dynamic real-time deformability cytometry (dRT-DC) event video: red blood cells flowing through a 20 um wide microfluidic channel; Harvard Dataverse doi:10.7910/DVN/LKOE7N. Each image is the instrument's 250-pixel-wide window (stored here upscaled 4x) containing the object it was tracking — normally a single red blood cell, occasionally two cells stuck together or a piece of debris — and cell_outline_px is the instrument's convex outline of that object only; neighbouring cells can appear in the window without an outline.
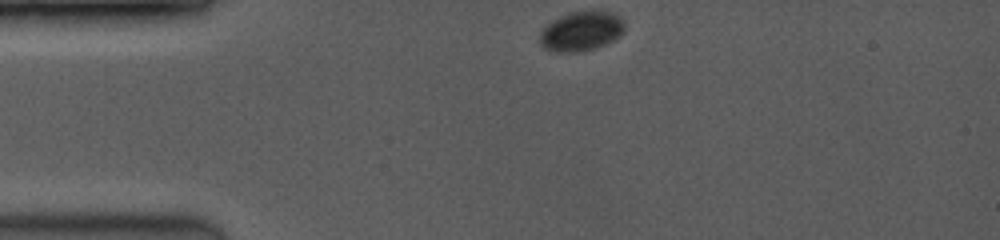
{"species": "common noctule bat (a hibernating species)", "species_latin": "Nyctalus noctula", "temperature_condition": "room temperature", "stored_images_in_passage": 46, "camera_frame_rate_fps": 3500, "um_per_image_px": 0.085, "animal": {"sex": "female", "body_mass_g": 19.0, "forearm_length_mm": 53.3}, "frame": {"image": 1, "passage_image": 1, "time_ms": 0.0, "image_size_px": [1000, 240], "cell_outline_px": [[624, 28], [620, 36], [604, 44], [592, 48], [576, 52], [556, 52], [544, 48], [540, 44], [540, 32], [552, 20], [560, 16], [572, 12], [612, 12], [624, 24]], "centroid_in_image_um": [49.35, 2.67], "position_along_channel_um": 35.6, "area_um2": 18.96}}
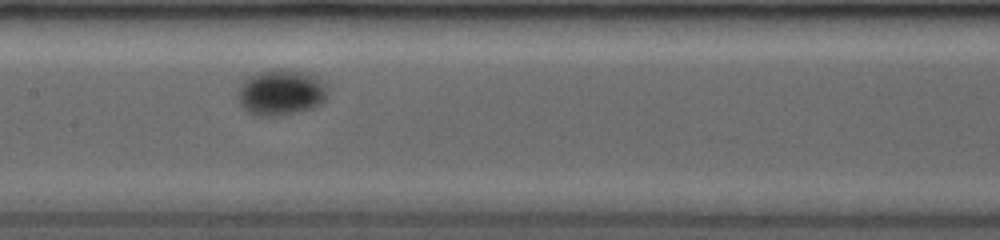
{"frame": {"image": 2, "passage_image": 19, "time_ms": 5.143, "image_size_px": [1000, 240], "cell_outline_px": [[328, 96], [324, 104], [312, 108], [296, 112], [272, 116], [256, 116], [248, 112], [240, 104], [240, 88], [244, 80], [248, 76], [260, 72], [280, 68], [296, 68], [316, 76], [324, 80], [328, 92]], "centroid_in_image_um": [23.97, 7.83], "position_along_channel_um": 183.4, "area_um2": 24.33}}
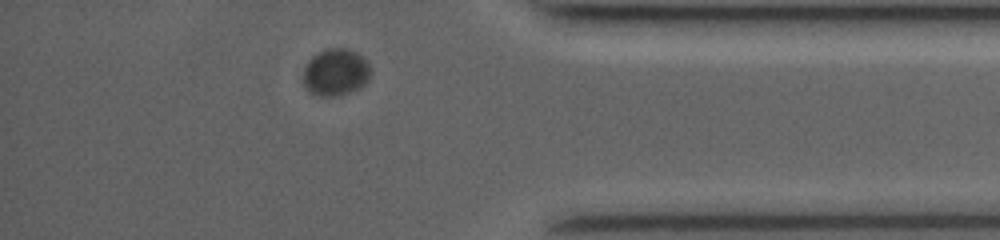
{"frame": {"image": 3, "passage_image": 41, "time_ms": 11.429, "image_size_px": [1000, 240], "cell_outline_px": [[368, 80], [360, 88], [340, 96], [320, 96], [308, 92], [304, 88], [304, 68], [308, 60], [312, 56], [324, 48], [348, 48], [356, 52], [368, 60]], "centroid_in_image_um": [28.5, 6.14], "position_along_channel_um": 406.7, "area_um2": 18.67}}